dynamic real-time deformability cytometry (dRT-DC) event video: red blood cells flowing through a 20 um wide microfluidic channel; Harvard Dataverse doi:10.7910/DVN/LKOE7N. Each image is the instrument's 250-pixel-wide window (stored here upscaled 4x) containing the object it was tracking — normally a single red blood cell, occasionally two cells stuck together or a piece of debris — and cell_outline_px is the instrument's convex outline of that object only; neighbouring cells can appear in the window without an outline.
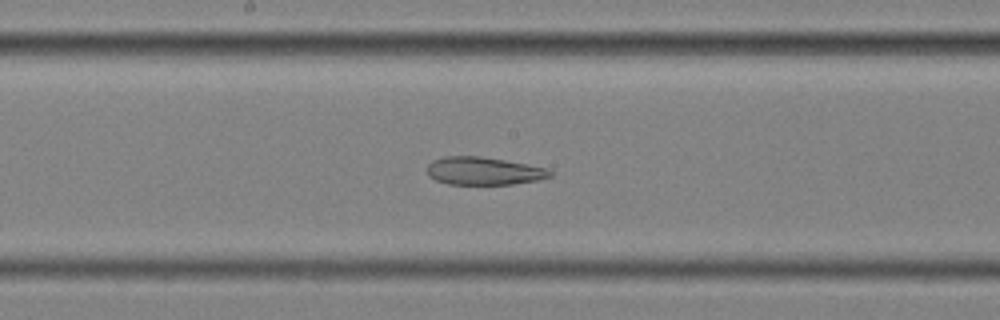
{"species": "common noctule bat (a hibernating species)", "species_latin": "Nyctalus noctula", "temperature_condition": "cold", "stored_images_in_passage": 57, "camera_frame_rate_fps": 3000, "um_per_image_px": 0.085, "animal": {"sex": "female", "body_mass_g": 25.1}, "frame": {"image": 1, "passage_image": 31, "time_ms": 10.0, "image_size_px": [1000, 320], "cell_outline_px": [[552, 176], [536, 180], [512, 184], [448, 184], [436, 180], [428, 176], [428, 164], [432, 160], [444, 156], [480, 156], [504, 160], [548, 168], [552, 172]], "centroid_in_image_um": [41.1, 14.53], "position_along_channel_um": 207.1, "area_um2": 19.88}}
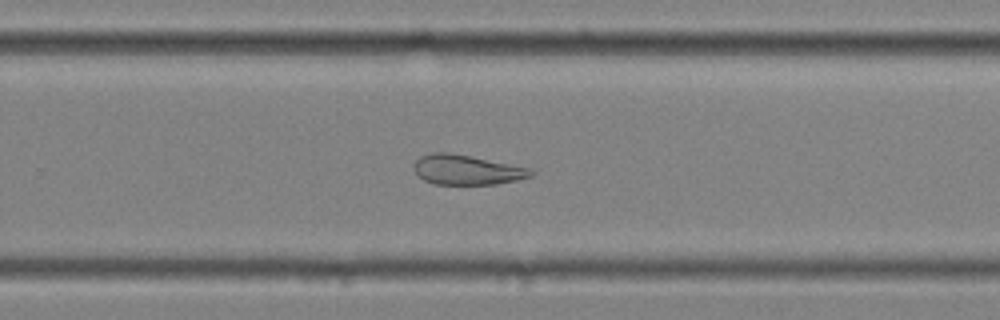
{"frame": {"image": 2, "passage_image": 38, "time_ms": 12.333, "image_size_px": [1000, 320], "cell_outline_px": [[536, 172], [532, 176], [516, 180], [496, 184], [436, 184], [424, 180], [416, 176], [412, 168], [416, 160], [420, 156], [432, 152], [448, 152], [532, 168]], "centroid_in_image_um": [39.66, 14.43], "position_along_channel_um": 290.1, "area_um2": 20.46}}
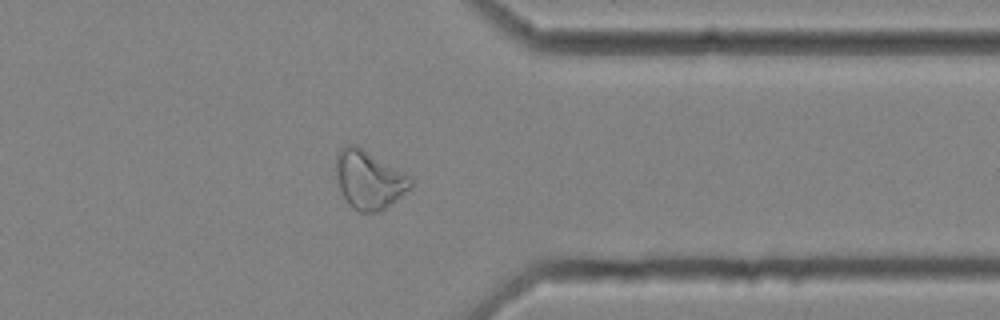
{"frame": {"image": 3, "passage_image": 46, "time_ms": 15.0, "image_size_px": [1000, 320], "cell_outline_px": [[412, 184], [408, 188], [380, 212], [360, 212], [352, 208], [348, 204], [336, 180], [336, 152], [344, 144], [356, 144], [412, 176]], "centroid_in_image_um": [31.32, 15.23], "position_along_channel_um": 380.1, "area_um2": 25.43}, "authors_computed_cell_mechanics": {"area_um2": 28.2064, "velocity_mm_per_s": 3.5635, "shape_relaxation_time_tau1_ms": null, "shape_relaxation_time_tau2_ms": 9.904, "deformation_change_tau1": null, "deformation_change_tau2": 0.2138}}